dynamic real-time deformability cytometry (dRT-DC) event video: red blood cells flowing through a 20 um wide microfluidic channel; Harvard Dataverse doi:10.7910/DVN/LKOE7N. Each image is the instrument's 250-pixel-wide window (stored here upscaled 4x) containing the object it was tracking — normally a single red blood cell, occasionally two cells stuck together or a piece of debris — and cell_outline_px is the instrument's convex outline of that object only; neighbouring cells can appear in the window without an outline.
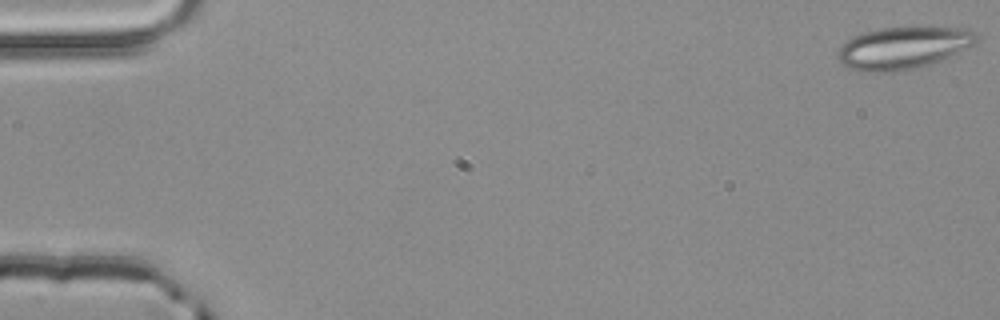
{"species": "common noctule bat (a hibernating species)", "species_latin": "Nyctalus noctula", "temperature_condition": "room temperature", "stored_images_in_passage": 5, "segment_of_instrument_passage": [2, 2], "camera_frame_rate_fps": 3000, "um_per_image_px": 0.085, "animal": {"sex": "male", "body_mass_g": 20.4}, "frame": {"image": 1, "passage_image": 5, "time_ms": 1.333, "image_size_px": [1000, 320], "cell_outline_px": [[980, 40], [932, 64], [916, 68], [896, 72], [868, 72], [848, 68], [836, 56], [840, 48], [848, 40], [864, 32], [880, 28], [972, 28], [980, 36]], "centroid_in_image_um": [76.79, 4.08], "position_along_channel_um": 8.2, "area_um2": 33.7}}